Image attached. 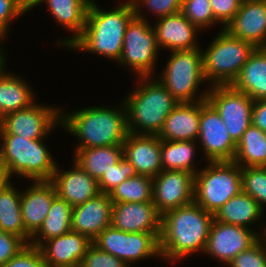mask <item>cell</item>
<instances>
[{
    "mask_svg": "<svg viewBox=\"0 0 266 267\" xmlns=\"http://www.w3.org/2000/svg\"><path fill=\"white\" fill-rule=\"evenodd\" d=\"M140 1L161 18L180 12L184 0H139L138 3Z\"/></svg>",
    "mask_w": 266,
    "mask_h": 267,
    "instance_id": "obj_44",
    "label": "cell"
},
{
    "mask_svg": "<svg viewBox=\"0 0 266 267\" xmlns=\"http://www.w3.org/2000/svg\"><path fill=\"white\" fill-rule=\"evenodd\" d=\"M206 100L216 109L226 125L232 140L237 144L252 124L254 101L232 85L211 86Z\"/></svg>",
    "mask_w": 266,
    "mask_h": 267,
    "instance_id": "obj_10",
    "label": "cell"
},
{
    "mask_svg": "<svg viewBox=\"0 0 266 267\" xmlns=\"http://www.w3.org/2000/svg\"><path fill=\"white\" fill-rule=\"evenodd\" d=\"M57 196L50 181H36L25 193H21V212L25 230L32 236L42 225Z\"/></svg>",
    "mask_w": 266,
    "mask_h": 267,
    "instance_id": "obj_23",
    "label": "cell"
},
{
    "mask_svg": "<svg viewBox=\"0 0 266 267\" xmlns=\"http://www.w3.org/2000/svg\"><path fill=\"white\" fill-rule=\"evenodd\" d=\"M0 167L9 180L12 173L35 181H50L56 163L42 139L31 140L13 134H1Z\"/></svg>",
    "mask_w": 266,
    "mask_h": 267,
    "instance_id": "obj_4",
    "label": "cell"
},
{
    "mask_svg": "<svg viewBox=\"0 0 266 267\" xmlns=\"http://www.w3.org/2000/svg\"><path fill=\"white\" fill-rule=\"evenodd\" d=\"M73 169L61 173L56 166L50 182L54 185L57 196L75 207L96 197L100 190L98 181L76 163Z\"/></svg>",
    "mask_w": 266,
    "mask_h": 267,
    "instance_id": "obj_21",
    "label": "cell"
},
{
    "mask_svg": "<svg viewBox=\"0 0 266 267\" xmlns=\"http://www.w3.org/2000/svg\"><path fill=\"white\" fill-rule=\"evenodd\" d=\"M159 81L179 102H193L198 85L204 81L199 48L172 51Z\"/></svg>",
    "mask_w": 266,
    "mask_h": 267,
    "instance_id": "obj_9",
    "label": "cell"
},
{
    "mask_svg": "<svg viewBox=\"0 0 266 267\" xmlns=\"http://www.w3.org/2000/svg\"><path fill=\"white\" fill-rule=\"evenodd\" d=\"M112 204L109 194L100 193L84 204L73 207L72 231L83 234L93 241L111 225Z\"/></svg>",
    "mask_w": 266,
    "mask_h": 267,
    "instance_id": "obj_20",
    "label": "cell"
},
{
    "mask_svg": "<svg viewBox=\"0 0 266 267\" xmlns=\"http://www.w3.org/2000/svg\"><path fill=\"white\" fill-rule=\"evenodd\" d=\"M0 177H5V174L2 172L1 167H0Z\"/></svg>",
    "mask_w": 266,
    "mask_h": 267,
    "instance_id": "obj_49",
    "label": "cell"
},
{
    "mask_svg": "<svg viewBox=\"0 0 266 267\" xmlns=\"http://www.w3.org/2000/svg\"><path fill=\"white\" fill-rule=\"evenodd\" d=\"M195 141H168L161 139V164L163 170L185 171L196 174L193 169Z\"/></svg>",
    "mask_w": 266,
    "mask_h": 267,
    "instance_id": "obj_33",
    "label": "cell"
},
{
    "mask_svg": "<svg viewBox=\"0 0 266 267\" xmlns=\"http://www.w3.org/2000/svg\"><path fill=\"white\" fill-rule=\"evenodd\" d=\"M224 29L256 48H266V0H242L239 11Z\"/></svg>",
    "mask_w": 266,
    "mask_h": 267,
    "instance_id": "obj_17",
    "label": "cell"
},
{
    "mask_svg": "<svg viewBox=\"0 0 266 267\" xmlns=\"http://www.w3.org/2000/svg\"><path fill=\"white\" fill-rule=\"evenodd\" d=\"M233 161L240 167H266V132L251 124L237 143Z\"/></svg>",
    "mask_w": 266,
    "mask_h": 267,
    "instance_id": "obj_32",
    "label": "cell"
},
{
    "mask_svg": "<svg viewBox=\"0 0 266 267\" xmlns=\"http://www.w3.org/2000/svg\"><path fill=\"white\" fill-rule=\"evenodd\" d=\"M253 101L266 99V48H256L231 84Z\"/></svg>",
    "mask_w": 266,
    "mask_h": 267,
    "instance_id": "obj_25",
    "label": "cell"
},
{
    "mask_svg": "<svg viewBox=\"0 0 266 267\" xmlns=\"http://www.w3.org/2000/svg\"><path fill=\"white\" fill-rule=\"evenodd\" d=\"M251 121L253 126L266 132V99L254 101Z\"/></svg>",
    "mask_w": 266,
    "mask_h": 267,
    "instance_id": "obj_45",
    "label": "cell"
},
{
    "mask_svg": "<svg viewBox=\"0 0 266 267\" xmlns=\"http://www.w3.org/2000/svg\"><path fill=\"white\" fill-rule=\"evenodd\" d=\"M241 2L242 0H210L215 20L224 23L226 28L239 11Z\"/></svg>",
    "mask_w": 266,
    "mask_h": 267,
    "instance_id": "obj_43",
    "label": "cell"
},
{
    "mask_svg": "<svg viewBox=\"0 0 266 267\" xmlns=\"http://www.w3.org/2000/svg\"><path fill=\"white\" fill-rule=\"evenodd\" d=\"M205 93L197 102H179L166 118L157 136L168 141L196 140L199 135L200 101L206 100L208 93Z\"/></svg>",
    "mask_w": 266,
    "mask_h": 267,
    "instance_id": "obj_22",
    "label": "cell"
},
{
    "mask_svg": "<svg viewBox=\"0 0 266 267\" xmlns=\"http://www.w3.org/2000/svg\"><path fill=\"white\" fill-rule=\"evenodd\" d=\"M1 267H47L39 247L28 244Z\"/></svg>",
    "mask_w": 266,
    "mask_h": 267,
    "instance_id": "obj_40",
    "label": "cell"
},
{
    "mask_svg": "<svg viewBox=\"0 0 266 267\" xmlns=\"http://www.w3.org/2000/svg\"><path fill=\"white\" fill-rule=\"evenodd\" d=\"M134 17V7L129 2L106 12L99 10L91 0L83 33L69 47L119 61L126 28Z\"/></svg>",
    "mask_w": 266,
    "mask_h": 267,
    "instance_id": "obj_2",
    "label": "cell"
},
{
    "mask_svg": "<svg viewBox=\"0 0 266 267\" xmlns=\"http://www.w3.org/2000/svg\"><path fill=\"white\" fill-rule=\"evenodd\" d=\"M198 138L202 141L208 161L234 160L237 144L232 140L219 113L207 100L200 101Z\"/></svg>",
    "mask_w": 266,
    "mask_h": 267,
    "instance_id": "obj_12",
    "label": "cell"
},
{
    "mask_svg": "<svg viewBox=\"0 0 266 267\" xmlns=\"http://www.w3.org/2000/svg\"><path fill=\"white\" fill-rule=\"evenodd\" d=\"M134 7L135 17L128 24L124 39L123 51L118 61L131 66L144 81L148 80L155 63L158 44L154 28L139 14L136 1H128ZM129 63V64H128ZM148 78V79H147Z\"/></svg>",
    "mask_w": 266,
    "mask_h": 267,
    "instance_id": "obj_8",
    "label": "cell"
},
{
    "mask_svg": "<svg viewBox=\"0 0 266 267\" xmlns=\"http://www.w3.org/2000/svg\"><path fill=\"white\" fill-rule=\"evenodd\" d=\"M9 181L6 180L0 187V230L17 235L30 244L32 236L25 230L22 220L21 194Z\"/></svg>",
    "mask_w": 266,
    "mask_h": 267,
    "instance_id": "obj_26",
    "label": "cell"
},
{
    "mask_svg": "<svg viewBox=\"0 0 266 267\" xmlns=\"http://www.w3.org/2000/svg\"><path fill=\"white\" fill-rule=\"evenodd\" d=\"M0 53H1V50H0ZM3 59H4V57H2L1 54H0V71L3 70V66H4L3 65L4 64V60Z\"/></svg>",
    "mask_w": 266,
    "mask_h": 267,
    "instance_id": "obj_47",
    "label": "cell"
},
{
    "mask_svg": "<svg viewBox=\"0 0 266 267\" xmlns=\"http://www.w3.org/2000/svg\"><path fill=\"white\" fill-rule=\"evenodd\" d=\"M262 212L259 204L241 191L219 208L214 214V220L247 228L250 223L257 221Z\"/></svg>",
    "mask_w": 266,
    "mask_h": 267,
    "instance_id": "obj_29",
    "label": "cell"
},
{
    "mask_svg": "<svg viewBox=\"0 0 266 267\" xmlns=\"http://www.w3.org/2000/svg\"><path fill=\"white\" fill-rule=\"evenodd\" d=\"M129 267V265L107 252L100 250L93 243L88 247L80 267Z\"/></svg>",
    "mask_w": 266,
    "mask_h": 267,
    "instance_id": "obj_38",
    "label": "cell"
},
{
    "mask_svg": "<svg viewBox=\"0 0 266 267\" xmlns=\"http://www.w3.org/2000/svg\"><path fill=\"white\" fill-rule=\"evenodd\" d=\"M111 226L125 232L154 233L161 231V214L153 202L113 203Z\"/></svg>",
    "mask_w": 266,
    "mask_h": 267,
    "instance_id": "obj_16",
    "label": "cell"
},
{
    "mask_svg": "<svg viewBox=\"0 0 266 267\" xmlns=\"http://www.w3.org/2000/svg\"><path fill=\"white\" fill-rule=\"evenodd\" d=\"M134 91L124 102L128 132L137 134L136 127L138 126L137 128L144 131L142 134L158 135L166 118L179 101L158 80L147 81Z\"/></svg>",
    "mask_w": 266,
    "mask_h": 267,
    "instance_id": "obj_5",
    "label": "cell"
},
{
    "mask_svg": "<svg viewBox=\"0 0 266 267\" xmlns=\"http://www.w3.org/2000/svg\"><path fill=\"white\" fill-rule=\"evenodd\" d=\"M261 241V242H260ZM261 238L248 250L239 253L229 263L230 267H266V249Z\"/></svg>",
    "mask_w": 266,
    "mask_h": 267,
    "instance_id": "obj_39",
    "label": "cell"
},
{
    "mask_svg": "<svg viewBox=\"0 0 266 267\" xmlns=\"http://www.w3.org/2000/svg\"><path fill=\"white\" fill-rule=\"evenodd\" d=\"M72 209L73 207L68 202L56 196L53 199L47 217L40 228L32 235L35 239L30 245L40 247L46 240L59 237L71 231ZM37 235L42 237L39 239L36 237ZM41 239H44V242Z\"/></svg>",
    "mask_w": 266,
    "mask_h": 267,
    "instance_id": "obj_30",
    "label": "cell"
},
{
    "mask_svg": "<svg viewBox=\"0 0 266 267\" xmlns=\"http://www.w3.org/2000/svg\"><path fill=\"white\" fill-rule=\"evenodd\" d=\"M208 166L194 176V202L215 214L241 192V167L234 161L210 162Z\"/></svg>",
    "mask_w": 266,
    "mask_h": 267,
    "instance_id": "obj_7",
    "label": "cell"
},
{
    "mask_svg": "<svg viewBox=\"0 0 266 267\" xmlns=\"http://www.w3.org/2000/svg\"><path fill=\"white\" fill-rule=\"evenodd\" d=\"M154 30L158 47L163 46L171 51L198 48L195 43V32L198 28L181 12L161 17Z\"/></svg>",
    "mask_w": 266,
    "mask_h": 267,
    "instance_id": "obj_24",
    "label": "cell"
},
{
    "mask_svg": "<svg viewBox=\"0 0 266 267\" xmlns=\"http://www.w3.org/2000/svg\"><path fill=\"white\" fill-rule=\"evenodd\" d=\"M180 12L199 29L217 22L210 0H184Z\"/></svg>",
    "mask_w": 266,
    "mask_h": 267,
    "instance_id": "obj_36",
    "label": "cell"
},
{
    "mask_svg": "<svg viewBox=\"0 0 266 267\" xmlns=\"http://www.w3.org/2000/svg\"><path fill=\"white\" fill-rule=\"evenodd\" d=\"M194 174L163 170L153 177V204L163 215L166 211L194 201Z\"/></svg>",
    "mask_w": 266,
    "mask_h": 267,
    "instance_id": "obj_14",
    "label": "cell"
},
{
    "mask_svg": "<svg viewBox=\"0 0 266 267\" xmlns=\"http://www.w3.org/2000/svg\"><path fill=\"white\" fill-rule=\"evenodd\" d=\"M6 180V177H0V187Z\"/></svg>",
    "mask_w": 266,
    "mask_h": 267,
    "instance_id": "obj_48",
    "label": "cell"
},
{
    "mask_svg": "<svg viewBox=\"0 0 266 267\" xmlns=\"http://www.w3.org/2000/svg\"><path fill=\"white\" fill-rule=\"evenodd\" d=\"M123 146V157L139 175L157 176L162 171L161 139L157 135L128 133Z\"/></svg>",
    "mask_w": 266,
    "mask_h": 267,
    "instance_id": "obj_18",
    "label": "cell"
},
{
    "mask_svg": "<svg viewBox=\"0 0 266 267\" xmlns=\"http://www.w3.org/2000/svg\"><path fill=\"white\" fill-rule=\"evenodd\" d=\"M0 71V118L33 104V94L19 77Z\"/></svg>",
    "mask_w": 266,
    "mask_h": 267,
    "instance_id": "obj_31",
    "label": "cell"
},
{
    "mask_svg": "<svg viewBox=\"0 0 266 267\" xmlns=\"http://www.w3.org/2000/svg\"><path fill=\"white\" fill-rule=\"evenodd\" d=\"M27 10L31 9L32 7L39 5L40 0H23Z\"/></svg>",
    "mask_w": 266,
    "mask_h": 267,
    "instance_id": "obj_46",
    "label": "cell"
},
{
    "mask_svg": "<svg viewBox=\"0 0 266 267\" xmlns=\"http://www.w3.org/2000/svg\"><path fill=\"white\" fill-rule=\"evenodd\" d=\"M135 168L124 157L116 165L105 172L98 180L100 193L109 194L116 186L130 177L136 176Z\"/></svg>",
    "mask_w": 266,
    "mask_h": 267,
    "instance_id": "obj_37",
    "label": "cell"
},
{
    "mask_svg": "<svg viewBox=\"0 0 266 267\" xmlns=\"http://www.w3.org/2000/svg\"><path fill=\"white\" fill-rule=\"evenodd\" d=\"M241 191L251 196L263 210V203H266V167H241Z\"/></svg>",
    "mask_w": 266,
    "mask_h": 267,
    "instance_id": "obj_35",
    "label": "cell"
},
{
    "mask_svg": "<svg viewBox=\"0 0 266 267\" xmlns=\"http://www.w3.org/2000/svg\"><path fill=\"white\" fill-rule=\"evenodd\" d=\"M27 245L21 237L0 230V267Z\"/></svg>",
    "mask_w": 266,
    "mask_h": 267,
    "instance_id": "obj_41",
    "label": "cell"
},
{
    "mask_svg": "<svg viewBox=\"0 0 266 267\" xmlns=\"http://www.w3.org/2000/svg\"><path fill=\"white\" fill-rule=\"evenodd\" d=\"M75 163L97 181L123 159V146L110 145L76 150Z\"/></svg>",
    "mask_w": 266,
    "mask_h": 267,
    "instance_id": "obj_27",
    "label": "cell"
},
{
    "mask_svg": "<svg viewBox=\"0 0 266 267\" xmlns=\"http://www.w3.org/2000/svg\"><path fill=\"white\" fill-rule=\"evenodd\" d=\"M46 1L55 19L76 35L72 39L64 40L65 46H70L82 33L86 23V16L91 0H40Z\"/></svg>",
    "mask_w": 266,
    "mask_h": 267,
    "instance_id": "obj_28",
    "label": "cell"
},
{
    "mask_svg": "<svg viewBox=\"0 0 266 267\" xmlns=\"http://www.w3.org/2000/svg\"><path fill=\"white\" fill-rule=\"evenodd\" d=\"M58 111L33 103L25 109L8 113L1 118V134H13L31 140L44 139L53 125L61 123L62 117Z\"/></svg>",
    "mask_w": 266,
    "mask_h": 267,
    "instance_id": "obj_13",
    "label": "cell"
},
{
    "mask_svg": "<svg viewBox=\"0 0 266 267\" xmlns=\"http://www.w3.org/2000/svg\"><path fill=\"white\" fill-rule=\"evenodd\" d=\"M1 130L2 128H1V118H0V137H1Z\"/></svg>",
    "mask_w": 266,
    "mask_h": 267,
    "instance_id": "obj_50",
    "label": "cell"
},
{
    "mask_svg": "<svg viewBox=\"0 0 266 267\" xmlns=\"http://www.w3.org/2000/svg\"><path fill=\"white\" fill-rule=\"evenodd\" d=\"M39 247L47 267H80L92 241L85 235L69 231L45 241Z\"/></svg>",
    "mask_w": 266,
    "mask_h": 267,
    "instance_id": "obj_19",
    "label": "cell"
},
{
    "mask_svg": "<svg viewBox=\"0 0 266 267\" xmlns=\"http://www.w3.org/2000/svg\"><path fill=\"white\" fill-rule=\"evenodd\" d=\"M28 11L23 0H0V39L5 37L11 19Z\"/></svg>",
    "mask_w": 266,
    "mask_h": 267,
    "instance_id": "obj_42",
    "label": "cell"
},
{
    "mask_svg": "<svg viewBox=\"0 0 266 267\" xmlns=\"http://www.w3.org/2000/svg\"><path fill=\"white\" fill-rule=\"evenodd\" d=\"M214 214L194 201L161 215L160 256L171 261L206 248ZM172 258V259H171Z\"/></svg>",
    "mask_w": 266,
    "mask_h": 267,
    "instance_id": "obj_1",
    "label": "cell"
},
{
    "mask_svg": "<svg viewBox=\"0 0 266 267\" xmlns=\"http://www.w3.org/2000/svg\"><path fill=\"white\" fill-rule=\"evenodd\" d=\"M109 197L112 203H138L152 202L153 200V178L137 174L116 186Z\"/></svg>",
    "mask_w": 266,
    "mask_h": 267,
    "instance_id": "obj_34",
    "label": "cell"
},
{
    "mask_svg": "<svg viewBox=\"0 0 266 267\" xmlns=\"http://www.w3.org/2000/svg\"><path fill=\"white\" fill-rule=\"evenodd\" d=\"M255 49L252 43L223 29L212 45L202 52L204 79L214 80V86L231 85Z\"/></svg>",
    "mask_w": 266,
    "mask_h": 267,
    "instance_id": "obj_6",
    "label": "cell"
},
{
    "mask_svg": "<svg viewBox=\"0 0 266 267\" xmlns=\"http://www.w3.org/2000/svg\"><path fill=\"white\" fill-rule=\"evenodd\" d=\"M92 243L100 250L124 260L128 265L142 258L161 255L159 238L154 233L125 232L111 225L105 228Z\"/></svg>",
    "mask_w": 266,
    "mask_h": 267,
    "instance_id": "obj_11",
    "label": "cell"
},
{
    "mask_svg": "<svg viewBox=\"0 0 266 267\" xmlns=\"http://www.w3.org/2000/svg\"><path fill=\"white\" fill-rule=\"evenodd\" d=\"M104 107H91L62 116L60 125L78 136L83 148L122 145L128 135L127 112Z\"/></svg>",
    "mask_w": 266,
    "mask_h": 267,
    "instance_id": "obj_3",
    "label": "cell"
},
{
    "mask_svg": "<svg viewBox=\"0 0 266 267\" xmlns=\"http://www.w3.org/2000/svg\"><path fill=\"white\" fill-rule=\"evenodd\" d=\"M249 230L213 220L204 251L229 264L239 253L248 250L260 239Z\"/></svg>",
    "mask_w": 266,
    "mask_h": 267,
    "instance_id": "obj_15",
    "label": "cell"
}]
</instances>
